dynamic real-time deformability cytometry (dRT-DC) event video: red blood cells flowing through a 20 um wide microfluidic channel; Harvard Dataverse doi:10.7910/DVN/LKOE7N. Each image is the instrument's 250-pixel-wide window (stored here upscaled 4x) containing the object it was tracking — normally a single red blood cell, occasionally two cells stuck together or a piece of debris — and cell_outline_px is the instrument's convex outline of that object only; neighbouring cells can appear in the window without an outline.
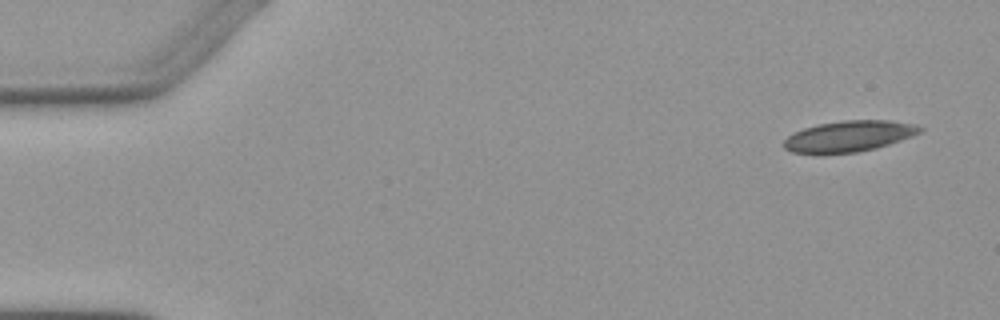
{"species": "Egyptian fruit bat (a non-hibernating species)", "species_latin": "Rousettus aegyptiacus", "temperature_condition": "warm", "stored_images_in_passage": 5, "camera_frame_rate_fps": 3000, "um_per_image_px": 0.085, "animal": {"sex": "female"}, "frame": {"image": 1, "passage_image": 1, "time_ms": 0.0, "image_size_px": [1000, 320], "cell_outline_px": [[924, 128], [920, 132], [912, 136], [876, 148], [856, 152], [820, 156], [792, 152], [784, 148], [784, 140], [792, 132], [816, 124], [844, 120], [888, 120], [916, 124]], "centroid_in_image_um": [72.1, 11.6], "position_along_channel_um": 12.9, "area_um2": 25.14}}
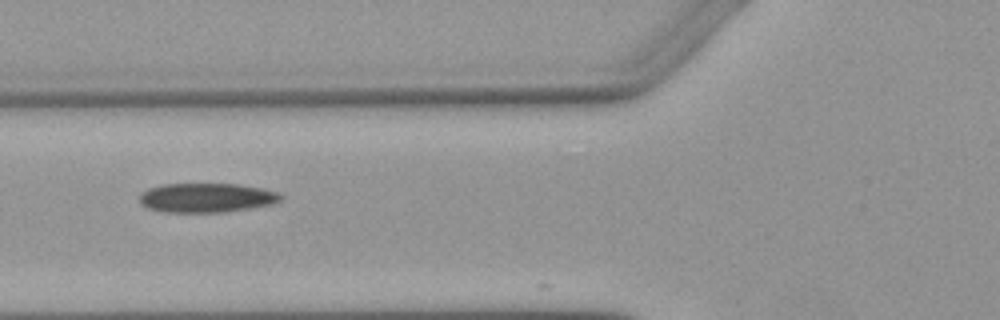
{"frame": {"image": 2, "passage_image": 3, "time_ms": 5.667, "image_size_px": [1000, 320], "cell_outline_px": [[284, 196], [280, 200], [272, 204], [252, 208], [228, 212], [164, 212], [148, 208], [140, 204], [140, 196], [148, 188], [164, 184], [240, 184], [280, 192]], "centroid_in_image_um": [17.59, 16.81], "position_along_channel_um": 108.2, "area_um2": 24.22}}
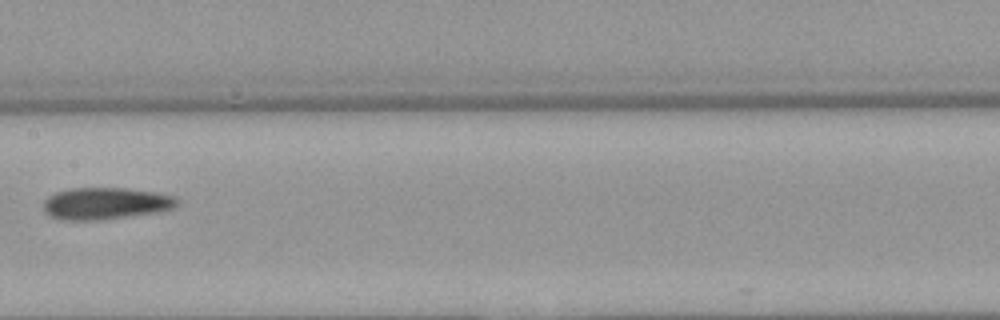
{"frame": {"image": 3, "passage_image": 5, "time_ms": 8.0, "image_size_px": [1000, 320], "cell_outline_px": [[180, 204], [172, 208], [160, 212], [100, 220], [64, 220], [52, 216], [44, 212], [44, 200], [48, 196], [56, 192], [72, 188], [124, 188], [156, 192], [172, 196]], "centroid_in_image_um": [8.97, 17.29], "position_along_channel_um": 198.4, "area_um2": 24.8}}